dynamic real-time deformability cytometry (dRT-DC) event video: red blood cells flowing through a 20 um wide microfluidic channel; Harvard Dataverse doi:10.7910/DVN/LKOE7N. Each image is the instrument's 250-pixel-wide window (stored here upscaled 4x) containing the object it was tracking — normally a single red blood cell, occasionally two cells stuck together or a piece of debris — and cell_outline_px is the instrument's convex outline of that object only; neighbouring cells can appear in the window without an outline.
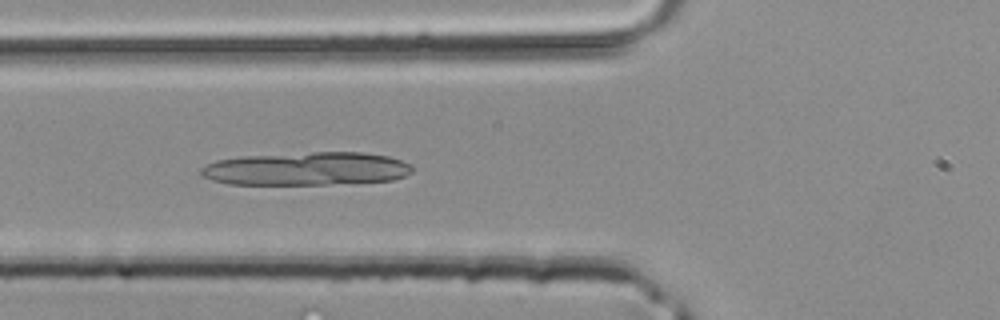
{"species": "common noctule bat (a hibernating species)", "species_latin": "Nyctalus noctula", "temperature_condition": "room temperature", "stored_images_in_passage": 3, "camera_frame_rate_fps": 3000, "um_per_image_px": 0.085, "animal": {"sex": "male", "body_mass_g": 20.4}, "frame": {"image": 1, "passage_image": 3, "time_ms": 0.667, "image_size_px": [1000, 320], "cell_outline_px": [[412, 172], [404, 176], [392, 180], [328, 184], [228, 184], [212, 180], [200, 176], [200, 168], [204, 164], [216, 160], [240, 156], [312, 152], [364, 152], [388, 156], [400, 160], [408, 164], [412, 168]], "centroid_in_image_um": [25.98, 14.34], "position_along_channel_um": 99.8, "area_um2": 41.04}}